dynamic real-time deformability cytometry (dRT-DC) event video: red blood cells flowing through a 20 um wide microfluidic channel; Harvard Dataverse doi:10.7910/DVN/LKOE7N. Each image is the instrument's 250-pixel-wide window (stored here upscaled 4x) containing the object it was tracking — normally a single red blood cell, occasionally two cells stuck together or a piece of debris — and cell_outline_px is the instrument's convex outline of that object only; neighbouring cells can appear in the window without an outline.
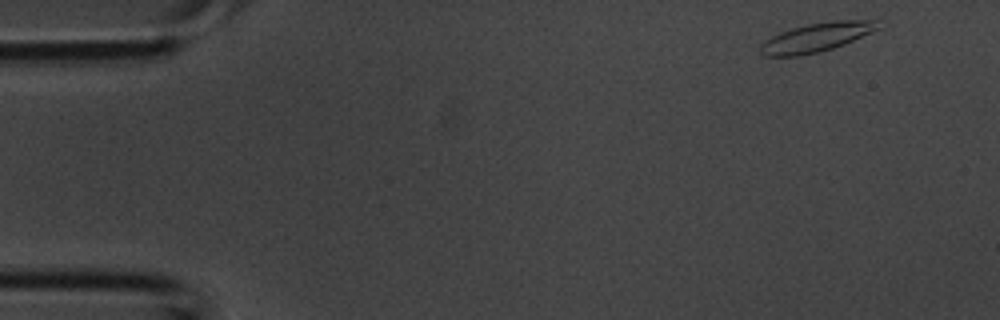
{"species": "common noctule bat (a hibernating species)", "species_latin": "Nyctalus noctula", "temperature_condition": "room temperature", "stored_images_in_passage": 34, "camera_frame_rate_fps": 3000, "um_per_image_px": 0.085, "animal": {"sex": "male", "body_mass_g": 20.1, "forearm_length_mm": 53.5}, "frame": {"image": 1, "passage_image": 1, "time_ms": 0.0, "image_size_px": [1000, 320], "cell_outline_px": [[880, 28], [872, 32], [844, 44], [820, 52], [800, 56], [764, 56], [760, 52], [760, 44], [764, 40], [780, 32], [792, 28], [808, 24], [832, 20], [876, 20]], "centroid_in_image_um": [69.37, 3.18], "position_along_channel_um": 15.6, "area_um2": 19.83}}
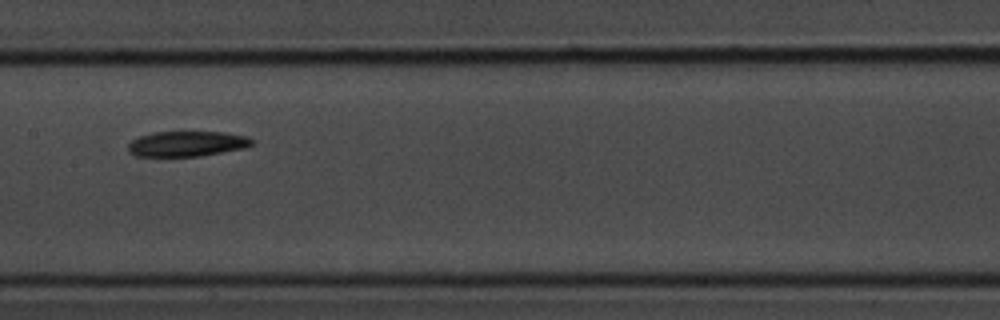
{"frame": {"image": 2, "passage_image": 17, "time_ms": 5.333, "image_size_px": [1000, 320], "cell_outline_px": [[252, 144], [248, 148], [200, 156], [136, 156], [128, 152], [128, 144], [132, 140], [140, 136], [156, 132], [224, 132], [244, 136], [252, 140]], "centroid_in_image_um": [15.89, 12.23], "position_along_channel_um": 191.5, "area_um2": 18.21}}
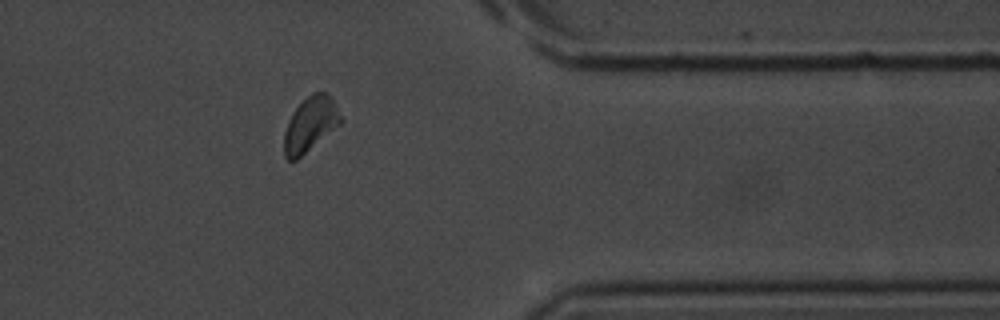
{"frame": {"image": 3, "passage_image": 29, "time_ms": 9.333, "image_size_px": [1000, 320], "cell_outline_px": [[344, 120], [340, 124], [296, 160], [288, 160], [284, 156], [284, 132], [288, 120], [292, 112], [312, 92], [324, 92], [332, 96]], "centroid_in_image_um": [26.38, 10.54], "position_along_channel_um": 385.0, "area_um2": 17.98}}